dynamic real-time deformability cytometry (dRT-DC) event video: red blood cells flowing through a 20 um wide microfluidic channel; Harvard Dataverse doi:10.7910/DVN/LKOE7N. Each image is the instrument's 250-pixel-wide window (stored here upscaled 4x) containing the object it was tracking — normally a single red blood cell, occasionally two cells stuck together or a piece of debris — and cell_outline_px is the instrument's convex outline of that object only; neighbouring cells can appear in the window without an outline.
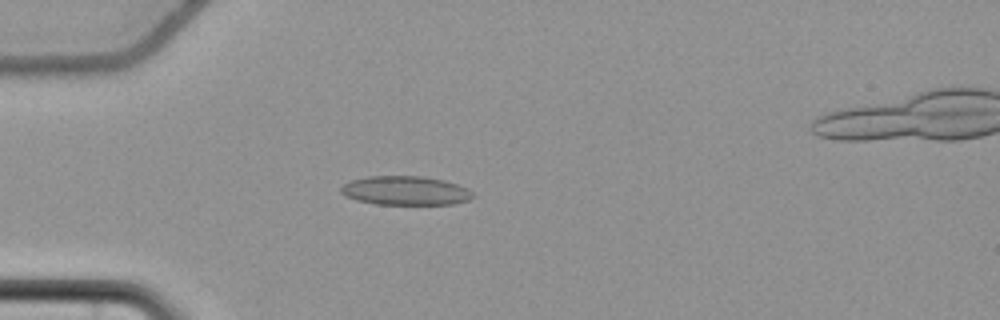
{"species": "common noctule bat (a hibernating species)", "species_latin": "Nyctalus noctula", "temperature_condition": "cold", "stored_images_in_passage": 38, "camera_frame_rate_fps": 3000, "um_per_image_px": 0.085, "animal": {"sex": "female", "body_mass_g": 22.7, "forearm_length_mm": 54.2}, "frame": {"image": 1, "passage_image": 6, "time_ms": 1.667, "image_size_px": [1000, 320], "cell_outline_px": [[476, 196], [468, 200], [452, 204], [376, 204], [356, 200], [344, 196], [340, 192], [340, 188], [344, 184], [352, 180], [368, 176], [420, 176], [444, 180], [468, 188]], "centroid_in_image_um": [34.46, 16.2], "position_along_channel_um": 50.5, "area_um2": 22.31}}
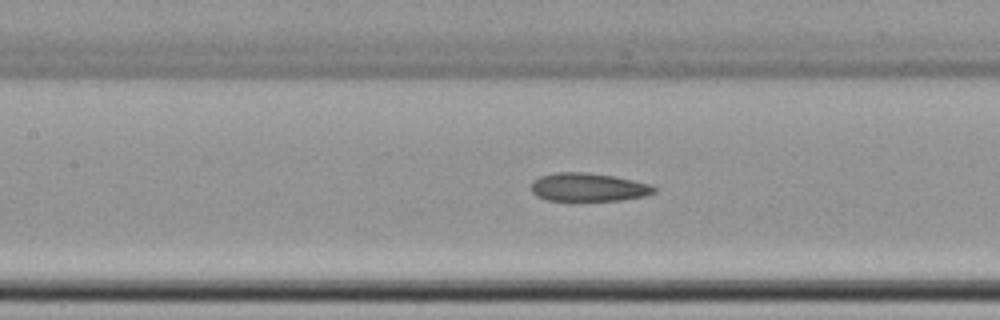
{"frame": {"image": 2, "passage_image": 16, "time_ms": 5.0, "image_size_px": [1000, 320], "cell_outline_px": [[656, 192], [644, 196], [620, 200], [548, 200], [536, 196], [532, 192], [532, 180], [540, 176], [556, 172], [584, 172], [612, 176], [632, 180], [648, 184], [656, 188]], "centroid_in_image_um": [49.97, 15.91], "position_along_channel_um": 157.4, "area_um2": 20.06}}
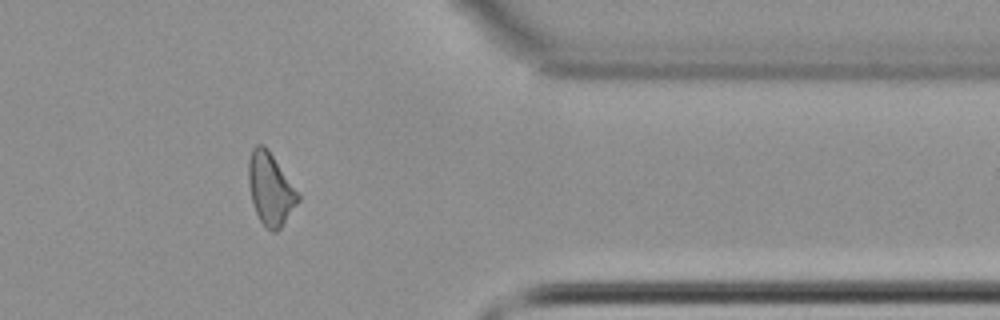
{"frame": {"image": 3, "passage_image": 36, "time_ms": 11.667, "image_size_px": [1000, 320], "cell_outline_px": [[300, 200], [280, 228], [276, 232], [272, 232], [264, 228], [256, 212], [252, 200], [248, 180], [248, 160], [252, 148], [256, 144], [264, 144], [268, 148], [300, 196]], "centroid_in_image_um": [22.97, 16.05], "position_along_channel_um": 388.4, "area_um2": 20.75}, "authors_computed_cell_mechanics": {"area_um2": 20.9814, "velocity_mm_per_s": 3.6924, "shape_relaxation_time_tau1_ms": null, "shape_relaxation_time_tau2_ms": 3.0285, "deformation_change_tau1": null, "deformation_change_tau2": 0.0964}}